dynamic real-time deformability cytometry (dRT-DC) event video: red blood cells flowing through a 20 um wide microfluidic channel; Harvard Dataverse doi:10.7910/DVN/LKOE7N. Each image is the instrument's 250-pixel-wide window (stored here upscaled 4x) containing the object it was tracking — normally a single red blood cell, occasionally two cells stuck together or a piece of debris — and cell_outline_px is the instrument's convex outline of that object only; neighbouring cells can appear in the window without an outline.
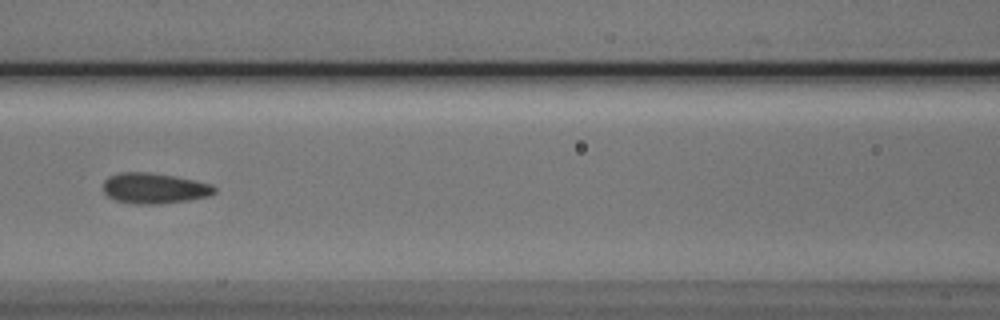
{"species": "Egyptian fruit bat (a non-hibernating species)", "species_latin": "Rousettus aegyptiacus", "temperature_condition": "cold", "stored_images_in_passage": 6, "camera_frame_rate_fps": 3000, "um_per_image_px": 0.085, "animal": {"sex": "male"}, "frame": {"image": 1, "passage_image": 6, "time_ms": 6.0, "image_size_px": [1000, 320], "cell_outline_px": [[216, 192], [208, 196], [188, 200], [160, 204], [132, 204], [116, 200], [108, 196], [104, 192], [104, 180], [108, 176], [120, 172], [148, 172], [176, 176], [212, 184], [216, 188]], "centroid_in_image_um": [13.11, 16.0], "position_along_channel_um": 153.5, "area_um2": 19.94}}